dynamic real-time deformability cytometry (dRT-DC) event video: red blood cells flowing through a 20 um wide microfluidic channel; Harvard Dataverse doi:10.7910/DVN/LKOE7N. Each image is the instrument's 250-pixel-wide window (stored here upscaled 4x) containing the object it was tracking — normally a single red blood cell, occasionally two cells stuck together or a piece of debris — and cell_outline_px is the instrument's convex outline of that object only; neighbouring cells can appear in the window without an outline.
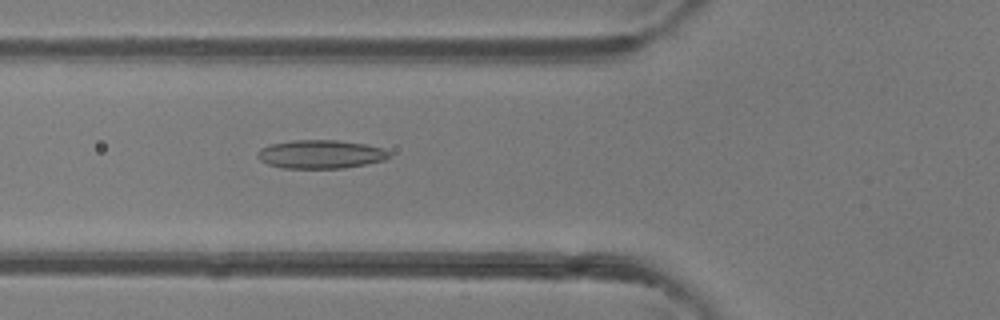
{"species": "common noctule bat (a hibernating species)", "species_latin": "Nyctalus noctula", "temperature_condition": "room temperature", "stored_images_in_passage": 39, "camera_frame_rate_fps": 3000, "um_per_image_px": 0.085, "animal": {"sex": "female"}, "frame": {"image": 1, "passage_image": 9, "time_ms": 2.667, "image_size_px": [1000, 320], "cell_outline_px": [[388, 156], [384, 160], [344, 168], [280, 168], [268, 164], [260, 160], [256, 156], [256, 152], [260, 148], [272, 144], [292, 140], [336, 140], [364, 144], [380, 148], [388, 152]], "centroid_in_image_um": [27.17, 13.11], "position_along_channel_um": 98.6, "area_um2": 21.68}}
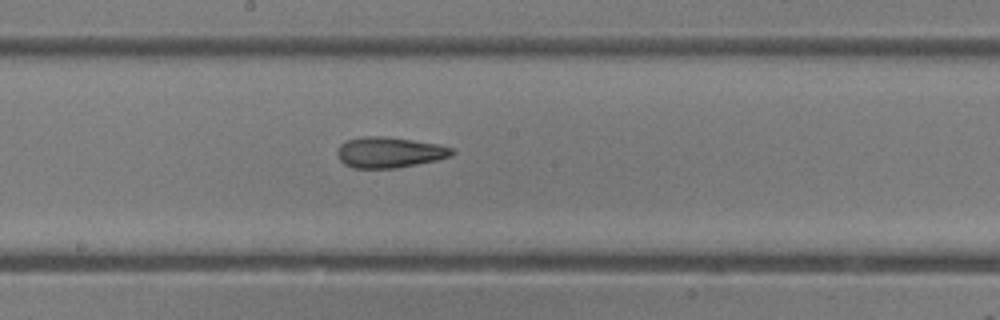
{"frame": {"image": 2, "passage_image": 17, "time_ms": 5.333, "image_size_px": [1000, 320], "cell_outline_px": [[456, 152], [452, 156], [436, 160], [396, 168], [352, 168], [344, 164], [340, 160], [336, 152], [340, 144], [348, 140], [364, 136], [384, 136], [440, 144], [452, 148]], "centroid_in_image_um": [33.1, 12.95], "position_along_channel_um": 215.1, "area_um2": 20.58}}
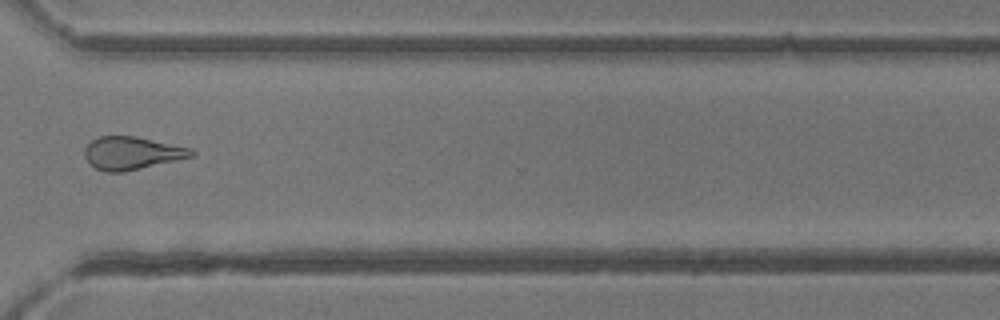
{"frame": {"image": 3, "passage_image": 27, "time_ms": 8.667, "image_size_px": [1000, 320], "cell_outline_px": [[196, 152], [192, 156], [176, 160], [140, 168], [120, 172], [108, 172], [96, 168], [88, 164], [84, 156], [84, 148], [92, 140], [100, 136], [136, 136], [192, 148]], "centroid_in_image_um": [11.18, 13.0], "position_along_channel_um": 359.4, "area_um2": 20.35}, "authors_computed_cell_mechanics": {"area_um2": 20.9814, "velocity_mm_per_s": 4.3499, "shape_relaxation_time_tau1_ms": null, "shape_relaxation_time_tau2_ms": 2.702, "deformation_change_tau1": null, "deformation_change_tau2": 0.1198}}